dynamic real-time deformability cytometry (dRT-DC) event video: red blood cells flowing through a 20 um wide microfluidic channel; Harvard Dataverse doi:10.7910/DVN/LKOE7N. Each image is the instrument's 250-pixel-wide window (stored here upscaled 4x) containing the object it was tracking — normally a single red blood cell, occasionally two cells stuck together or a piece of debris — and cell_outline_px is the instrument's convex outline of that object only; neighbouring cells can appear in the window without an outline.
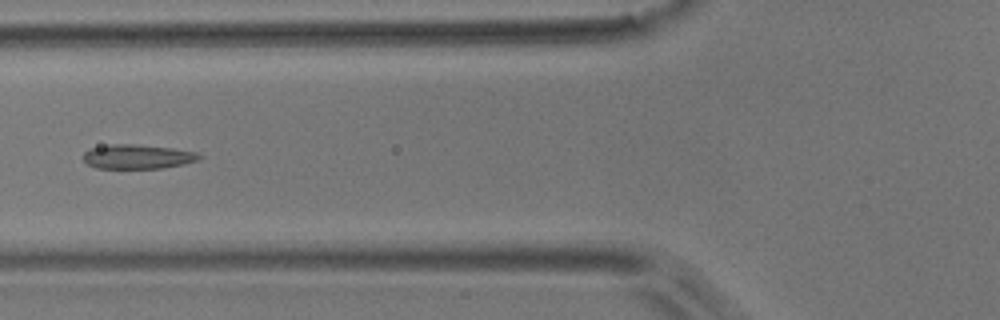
{"species": "common noctule bat (a hibernating species)", "species_latin": "Nyctalus noctula", "temperature_condition": "room temperature", "stored_images_in_passage": 7, "camera_frame_rate_fps": 3000, "um_per_image_px": 0.085, "animal": {"sex": "male", "body_mass_g": 17.9}, "frame": {"image": 1, "passage_image": 4, "time_ms": 3.667, "image_size_px": [1000, 320], "cell_outline_px": [[204, 156], [200, 160], [184, 164], [164, 168], [96, 168], [88, 164], [84, 160], [84, 152], [88, 148], [112, 144], [132, 144], [172, 148], [196, 152]], "centroid_in_image_um": [11.72, 13.31], "position_along_channel_um": 114.1, "area_um2": 16.53}}
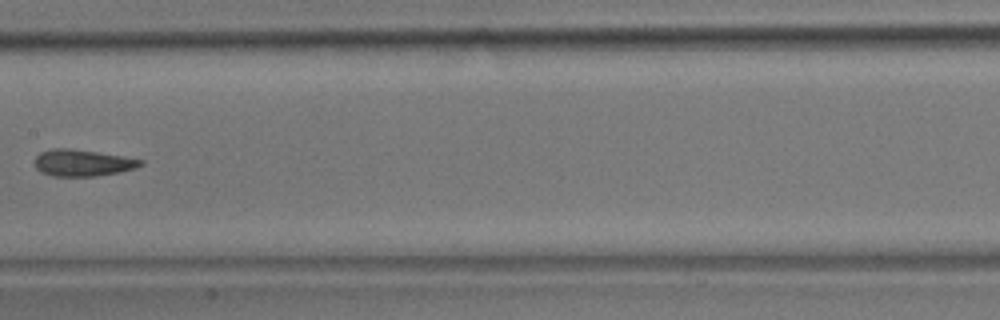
{"frame": {"image": 2, "passage_image": 6, "time_ms": 6.0, "image_size_px": [1000, 320], "cell_outline_px": [[144, 164], [136, 168], [120, 172], [96, 176], [52, 176], [40, 172], [36, 168], [36, 156], [40, 152], [52, 148], [68, 148], [124, 156], [144, 160]], "centroid_in_image_um": [7.04, 13.84], "position_along_channel_um": 200.4, "area_um2": 16.47}}
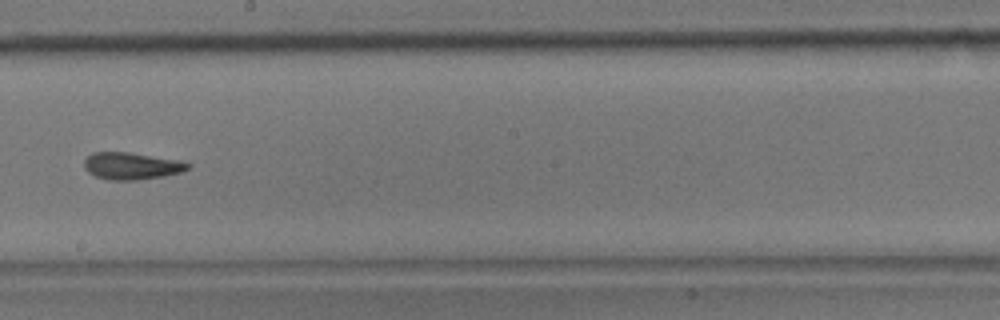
{"frame": {"image": 3, "passage_image": 7, "time_ms": 7.0, "image_size_px": [1000, 320], "cell_outline_px": [[192, 164], [188, 168], [180, 172], [164, 176], [136, 180], [108, 180], [96, 176], [88, 172], [84, 168], [84, 160], [92, 152], [128, 152], [172, 160]], "centroid_in_image_um": [11.1, 14.11], "position_along_channel_um": 237.1, "area_um2": 16.01}}